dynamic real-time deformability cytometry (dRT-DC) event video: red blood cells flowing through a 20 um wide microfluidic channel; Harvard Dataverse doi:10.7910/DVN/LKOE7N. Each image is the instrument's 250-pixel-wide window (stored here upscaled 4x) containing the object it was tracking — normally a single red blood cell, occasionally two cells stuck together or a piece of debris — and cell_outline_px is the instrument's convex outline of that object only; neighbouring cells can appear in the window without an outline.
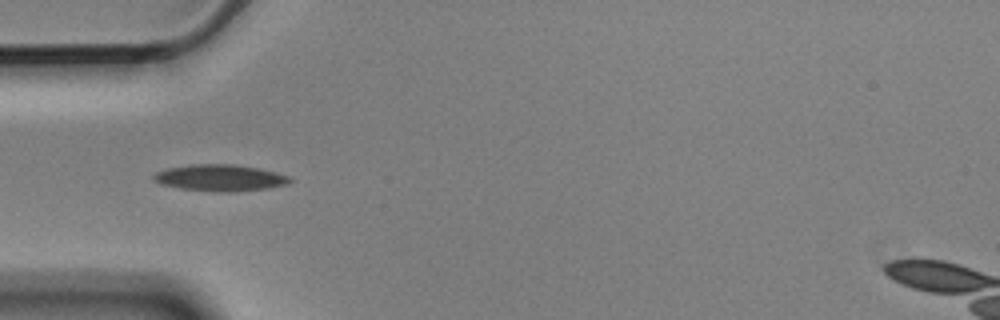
{"species": "Egyptian fruit bat (a non-hibernating species)", "species_latin": "Rousettus aegyptiacus", "temperature_condition": "cold", "stored_images_in_passage": 7, "camera_frame_rate_fps": 3000, "um_per_image_px": 0.085, "animal": {"sex": "male"}, "frame": {"image": 1, "passage_image": 2, "time_ms": 0.333, "image_size_px": [1000, 320], "cell_outline_px": [[292, 180], [288, 184], [268, 188], [232, 192], [228, 192], [180, 188], [160, 184], [152, 180], [152, 176], [156, 172], [168, 168], [192, 164], [236, 164], [260, 168], [276, 172], [288, 176]], "centroid_in_image_um": [18.71, 15.1], "position_along_channel_um": 66.3, "area_um2": 21.04}}
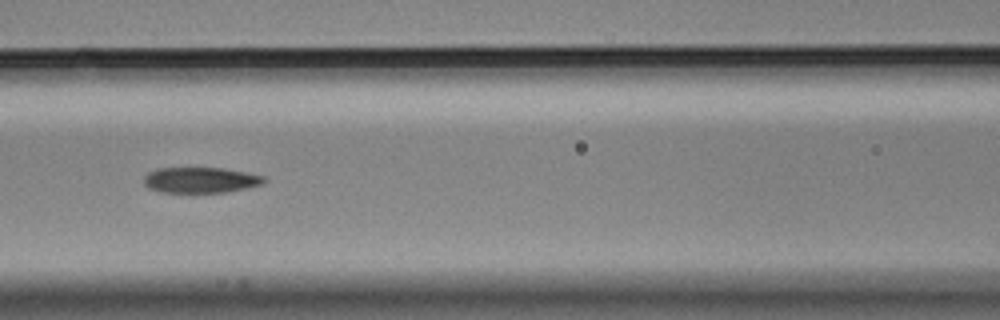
{"frame": {"image": 2, "passage_image": 4, "time_ms": 1.0, "image_size_px": [1000, 320], "cell_outline_px": [[264, 180], [260, 184], [244, 188], [224, 192], [160, 192], [148, 188], [144, 184], [144, 176], [148, 172], [160, 168], [224, 168], [264, 176]], "centroid_in_image_um": [16.97, 15.3], "position_along_channel_um": 149.6, "area_um2": 17.69}}
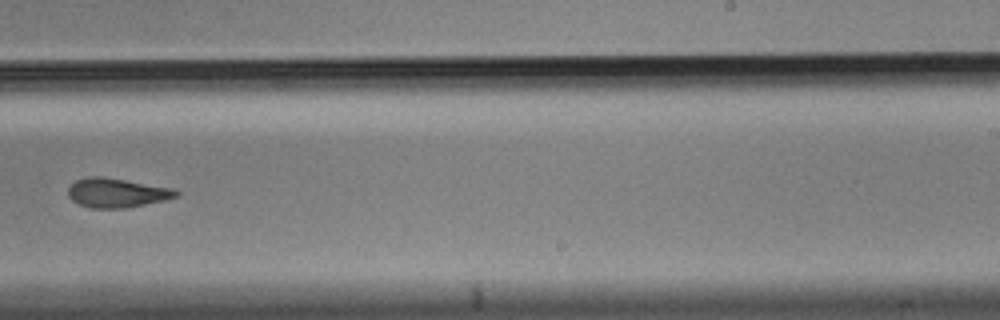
{"frame": {"image": 3, "passage_image": 7, "time_ms": 2.0, "image_size_px": [1000, 320], "cell_outline_px": [[180, 196], [164, 200], [124, 208], [92, 208], [80, 204], [72, 200], [68, 196], [68, 188], [76, 180], [88, 176], [104, 176], [176, 188], [180, 192]], "centroid_in_image_um": [9.97, 16.37], "position_along_channel_um": 279.0, "area_um2": 18.61}}